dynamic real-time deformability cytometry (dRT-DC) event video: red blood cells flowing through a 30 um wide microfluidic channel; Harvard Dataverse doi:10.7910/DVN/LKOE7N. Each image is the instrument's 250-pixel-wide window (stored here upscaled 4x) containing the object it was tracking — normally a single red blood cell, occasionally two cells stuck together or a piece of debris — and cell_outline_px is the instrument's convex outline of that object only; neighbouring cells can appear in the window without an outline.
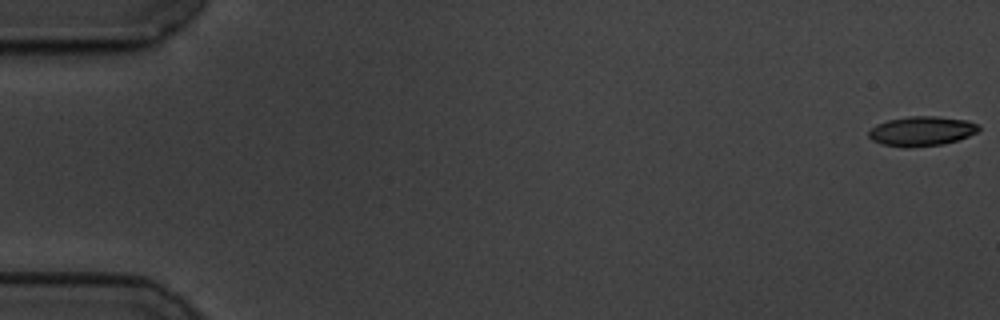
{"species": "common noctule bat (a hibernating species)", "species_latin": "Nyctalus noctula", "temperature_condition": "cold", "stored_images_in_passage": 59, "camera_frame_rate_fps": 3000, "um_per_image_px": 0.085, "animal": {"sex": "male", "body_mass_g": 19.5, "forearm_length_mm": 54.6}, "frame": {"image": 1, "passage_image": 1, "time_ms": 0.0, "image_size_px": [1000, 320], "cell_outline_px": [[980, 128], [976, 132], [968, 136], [956, 140], [940, 144], [908, 148], [904, 148], [880, 144], [872, 140], [868, 136], [868, 132], [876, 124], [888, 120], [908, 116], [936, 116], [968, 120], [976, 124]], "centroid_in_image_um": [78.29, 11.15], "position_along_channel_um": 6.7, "area_um2": 18.96}}
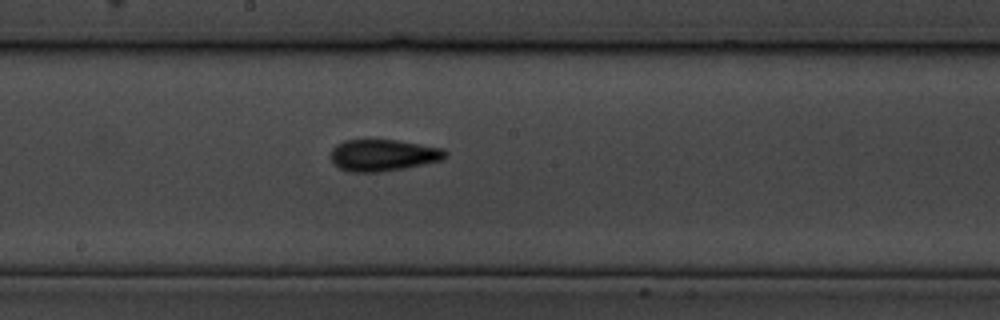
{"frame": {"image": 2, "passage_image": 32, "time_ms": 10.333, "image_size_px": [1000, 320], "cell_outline_px": [[448, 156], [444, 160], [404, 168], [380, 172], [352, 172], [340, 168], [332, 160], [332, 148], [336, 144], [344, 140], [396, 140], [444, 148], [448, 152]], "centroid_in_image_um": [32.62, 13.19], "position_along_channel_um": 215.6, "area_um2": 21.15}}
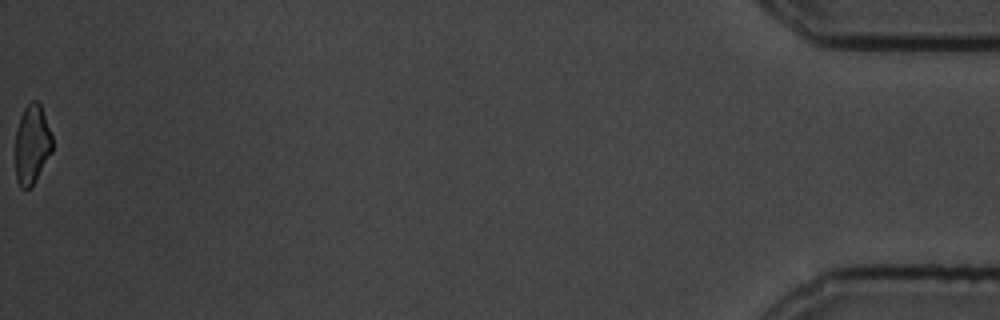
{"frame": {"image": 3, "passage_image": 59, "time_ms": 19.333, "image_size_px": [1000, 320], "cell_outline_px": [[52, 152], [32, 184], [28, 188], [20, 188], [16, 180], [16, 132], [20, 116], [24, 108], [32, 100], [36, 100], [40, 104], [52, 136]], "centroid_in_image_um": [2.71, 12.25], "position_along_channel_um": 432.5, "area_um2": 16.76}, "authors_computed_cell_mechanics": {"area_um2": 19.5942, "velocity_mm_per_s": 3.4792, "shape_relaxation_time_tau1_ms": 3.7839, "shape_relaxation_time_tau2_ms": 2.9883, "deformation_change_tau1": 0.1328, "deformation_change_tau2": 0.1075}}